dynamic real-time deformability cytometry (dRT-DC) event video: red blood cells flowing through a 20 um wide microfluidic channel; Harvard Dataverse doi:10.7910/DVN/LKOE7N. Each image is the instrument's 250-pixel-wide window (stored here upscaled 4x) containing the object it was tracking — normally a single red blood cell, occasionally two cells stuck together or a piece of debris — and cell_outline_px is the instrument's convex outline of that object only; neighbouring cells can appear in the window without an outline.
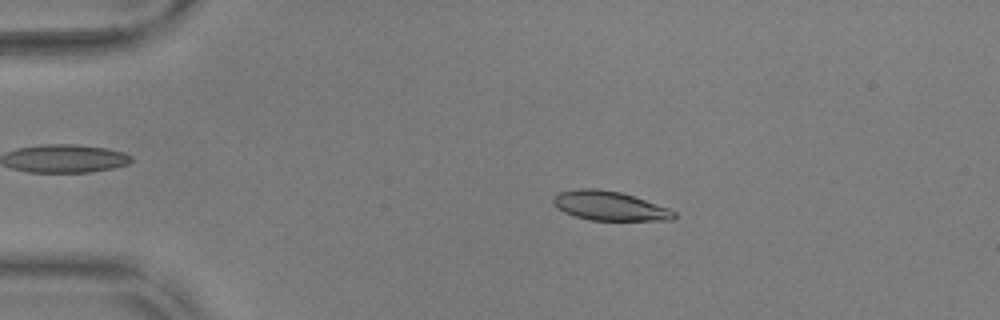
{"species": "common noctule bat (a hibernating species)", "species_latin": "Nyctalus noctula", "temperature_condition": "warm", "stored_images_in_passage": 54, "camera_frame_rate_fps": 3000, "um_per_image_px": 0.085, "animal": {"sex": "male", "body_mass_g": 17.9, "forearm_length_mm": 54.2}, "frame": {"image": 1, "passage_image": 11, "time_ms": 3.333, "image_size_px": [1000, 320], "cell_outline_px": [[676, 216], [672, 220], [588, 220], [564, 212], [556, 208], [552, 204], [552, 196], [560, 192], [580, 188], [600, 188], [620, 192], [668, 208], [676, 212]], "centroid_in_image_um": [51.75, 17.49], "position_along_channel_um": 33.2, "area_um2": 20.58}}
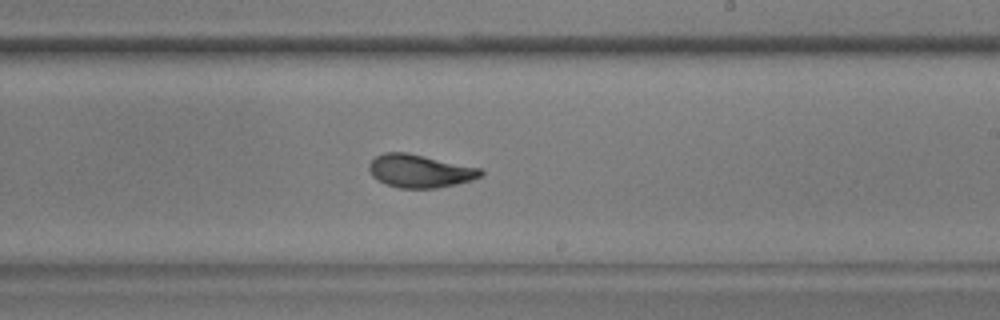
{"frame": {"image": 2, "passage_image": 33, "time_ms": 10.667, "image_size_px": [1000, 320], "cell_outline_px": [[484, 172], [480, 176], [472, 180], [456, 184], [436, 188], [400, 188], [376, 180], [372, 176], [368, 168], [368, 164], [376, 156], [384, 152], [408, 152], [480, 168]], "centroid_in_image_um": [35.66, 14.53], "position_along_channel_um": 253.3, "area_um2": 21.5}}
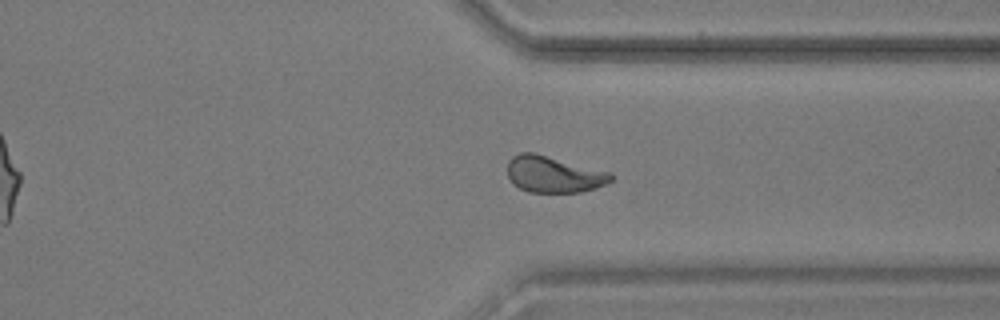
{"frame": {"image": 3, "passage_image": 42, "time_ms": 13.667, "image_size_px": [1000, 320], "cell_outline_px": [[612, 180], [596, 188], [580, 192], [528, 192], [512, 184], [508, 176], [508, 160], [512, 156], [520, 152], [536, 152], [612, 172]], "centroid_in_image_um": [47.05, 14.8], "position_along_channel_um": 364.3, "area_um2": 22.31}, "authors_computed_cell_mechanics": {"area_um2": 21.6172, "velocity_mm_per_s": 3.7038, "shape_relaxation_time_tau1_ms": 4.9258, "shape_relaxation_time_tau2_ms": 1.4362, "deformation_change_tau1": 0.1822, "deformation_change_tau2": 0.0571}}